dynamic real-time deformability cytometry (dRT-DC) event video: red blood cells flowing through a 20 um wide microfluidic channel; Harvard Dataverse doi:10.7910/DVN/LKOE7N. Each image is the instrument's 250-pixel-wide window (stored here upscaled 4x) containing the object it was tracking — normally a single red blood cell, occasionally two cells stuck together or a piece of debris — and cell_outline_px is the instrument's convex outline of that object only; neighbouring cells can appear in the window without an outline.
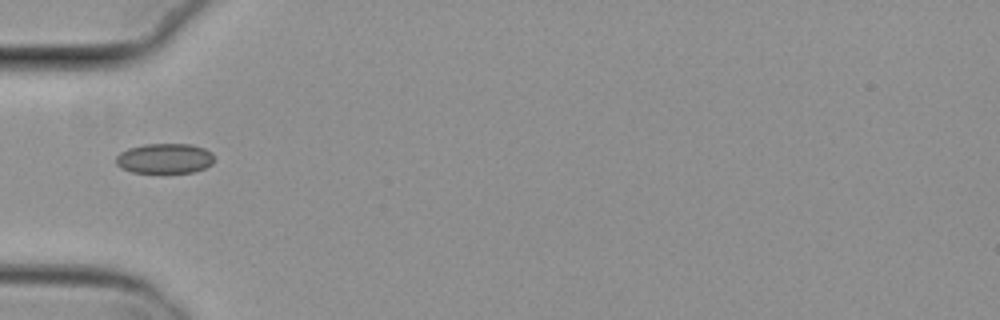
{"species": "common noctule bat (a hibernating species)", "species_latin": "Nyctalus noctula", "temperature_condition": "cold", "stored_images_in_passage": 5, "camera_frame_rate_fps": 3000, "um_per_image_px": 0.085, "animal": {"sex": "female", "body_mass_g": 29.2, "forearm_length_mm": 56.3}, "frame": {"image": 1, "passage_image": 2, "time_ms": 0.333, "image_size_px": [1000, 320], "cell_outline_px": [[212, 164], [196, 172], [132, 172], [120, 168], [116, 164], [116, 156], [120, 152], [128, 148], [144, 144], [192, 144], [204, 148], [212, 152]], "centroid_in_image_um": [13.98, 13.46], "position_along_channel_um": 71.0, "area_um2": 17.22}}
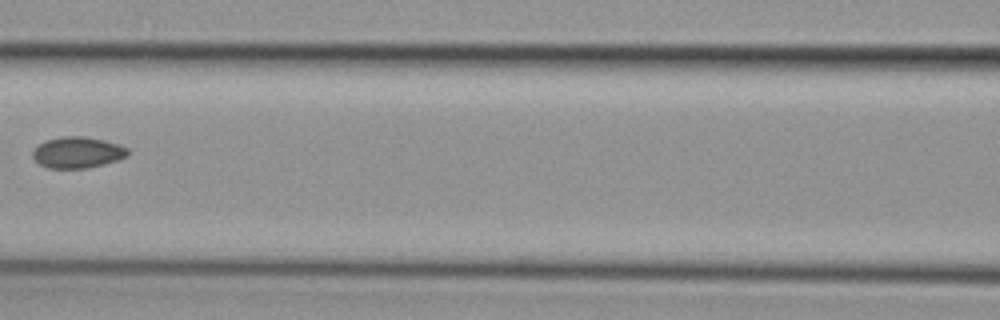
{"frame": {"image": 2, "passage_image": 4, "time_ms": 1.0, "image_size_px": [1000, 320], "cell_outline_px": [[128, 156], [104, 164], [88, 168], [48, 168], [40, 164], [32, 156], [32, 152], [44, 140], [64, 136], [84, 136], [104, 140], [120, 144], [128, 148]], "centroid_in_image_um": [6.61, 12.95], "position_along_channel_um": 160.0, "area_um2": 17.28}}
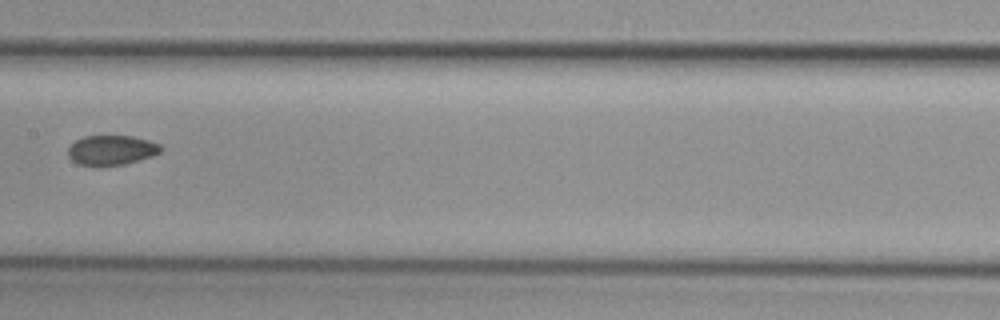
{"frame": {"image": 3, "passage_image": 5, "time_ms": 1.333, "image_size_px": [1000, 320], "cell_outline_px": [[164, 148], [160, 152], [152, 156], [124, 164], [96, 168], [76, 164], [68, 156], [68, 148], [76, 140], [84, 136], [132, 136], [148, 140], [160, 144]], "centroid_in_image_um": [9.45, 12.79], "position_along_channel_um": 198.0, "area_um2": 16.47}}